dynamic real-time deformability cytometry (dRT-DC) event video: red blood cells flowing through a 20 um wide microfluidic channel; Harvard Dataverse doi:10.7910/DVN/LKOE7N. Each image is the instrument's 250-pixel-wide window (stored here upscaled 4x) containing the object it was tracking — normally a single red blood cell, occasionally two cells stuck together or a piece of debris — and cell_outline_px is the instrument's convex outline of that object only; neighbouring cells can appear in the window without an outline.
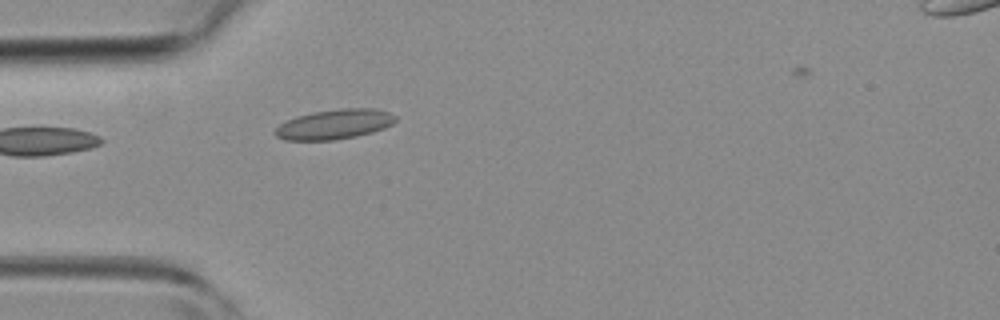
{"species": "common noctule bat (a hibernating species)", "species_latin": "Nyctalus noctula", "temperature_condition": "room temperature", "stored_images_in_passage": 1, "camera_frame_rate_fps": 3000, "um_per_image_px": 0.085, "animal": {"sex": "female", "body_mass_g": 19.3, "forearm_length_mm": 54.1}, "frame": {"image": 1, "passage_image": 1, "time_ms": 0.0, "image_size_px": [1000, 320], "cell_outline_px": [[396, 120], [392, 124], [384, 128], [372, 132], [356, 136], [332, 140], [284, 140], [276, 136], [272, 132], [280, 124], [296, 116], [312, 112], [340, 108], [376, 108], [388, 112], [396, 116]], "centroid_in_image_um": [28.42, 10.56], "position_along_channel_um": 56.6, "area_um2": 20.98}}